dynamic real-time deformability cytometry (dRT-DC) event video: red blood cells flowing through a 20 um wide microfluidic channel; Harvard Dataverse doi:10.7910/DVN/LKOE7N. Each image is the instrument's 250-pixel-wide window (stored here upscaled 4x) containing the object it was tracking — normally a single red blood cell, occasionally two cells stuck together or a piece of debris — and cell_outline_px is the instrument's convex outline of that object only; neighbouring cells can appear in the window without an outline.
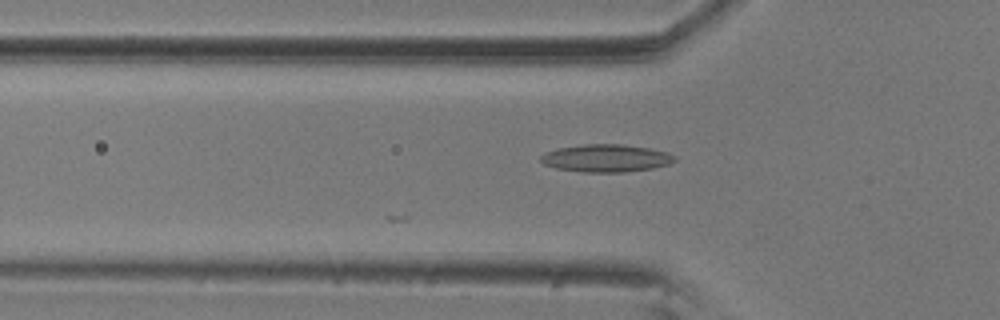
{"species": "common noctule bat (a hibernating species)", "species_latin": "Nyctalus noctula", "temperature_condition": "room temperature", "stored_images_in_passage": 21, "camera_frame_rate_fps": 3000, "um_per_image_px": 0.085, "animal": {"sex": "male", "body_mass_g": 20.5, "forearm_length_mm": 52.5}, "frame": {"image": 1, "passage_image": 2, "time_ms": 0.333, "image_size_px": [1000, 320], "cell_outline_px": [[676, 160], [668, 164], [652, 168], [624, 172], [584, 172], [556, 168], [544, 164], [540, 160], [540, 156], [544, 152], [560, 148], [584, 144], [620, 144], [648, 148], [668, 152], [676, 156]], "centroid_in_image_um": [51.51, 13.44], "position_along_channel_um": 74.3, "area_um2": 21.44}}
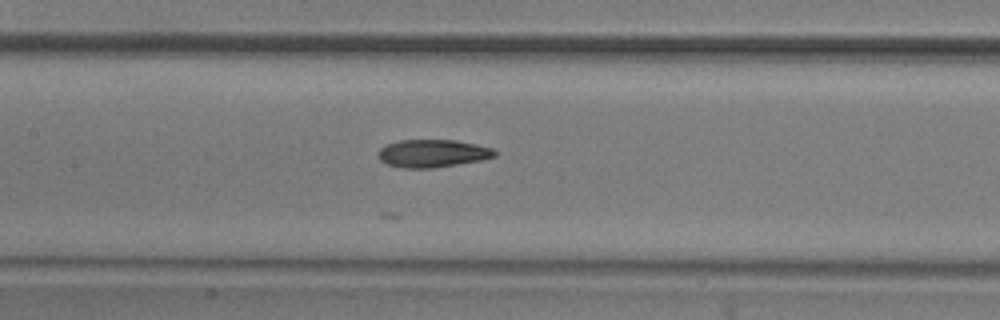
{"frame": {"image": 2, "passage_image": 10, "time_ms": 3.0, "image_size_px": [1000, 320], "cell_outline_px": [[496, 156], [480, 160], [432, 168], [404, 168], [388, 164], [380, 160], [380, 148], [384, 144], [400, 140], [456, 140], [476, 144], [492, 148], [496, 152]], "centroid_in_image_um": [36.77, 13.03], "position_along_channel_um": 170.6, "area_um2": 18.67}}
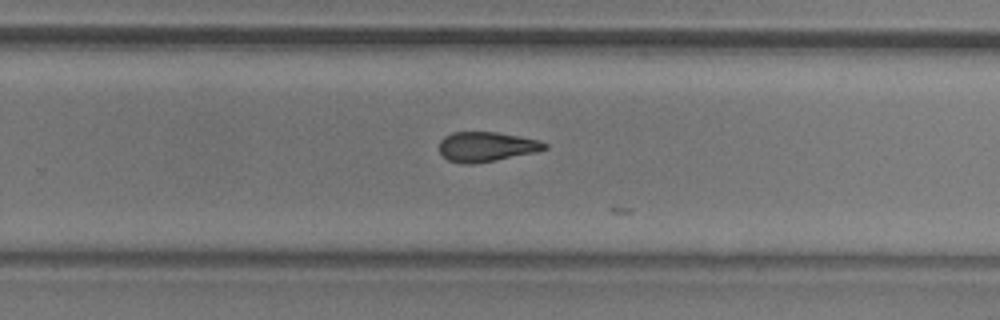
{"frame": {"image": 3, "passage_image": 20, "time_ms": 6.333, "image_size_px": [1000, 320], "cell_outline_px": [[548, 148], [536, 152], [496, 160], [472, 164], [460, 164], [448, 160], [440, 152], [440, 140], [444, 136], [452, 132], [496, 132], [540, 140], [548, 144]], "centroid_in_image_um": [41.35, 12.47], "position_along_channel_um": 288.5, "area_um2": 18.32}}